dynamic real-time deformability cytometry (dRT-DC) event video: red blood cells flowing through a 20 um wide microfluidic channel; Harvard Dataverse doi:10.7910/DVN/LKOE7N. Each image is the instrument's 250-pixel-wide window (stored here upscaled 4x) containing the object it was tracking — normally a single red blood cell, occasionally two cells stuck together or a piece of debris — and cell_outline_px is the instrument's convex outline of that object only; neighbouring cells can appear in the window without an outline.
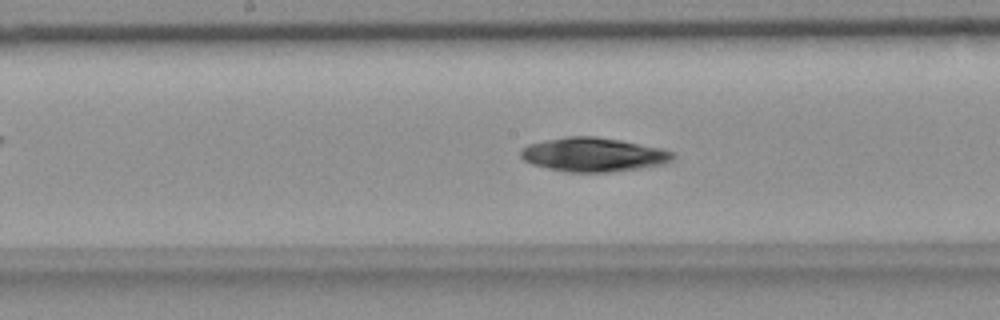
{"species": "common noctule bat (a hibernating species)", "species_latin": "Nyctalus noctula", "temperature_condition": "room temperature", "stored_images_in_passage": 52, "segment_of_instrument_passage": [1, 2], "camera_frame_rate_fps": 3000, "um_per_image_px": 0.085, "animal": {"sex": "female", "body_mass_g": 18.4}, "frame": {"image": 1, "passage_image": 24, "time_ms": 7.667, "image_size_px": [1000, 320], "cell_outline_px": [[676, 156], [672, 160], [664, 164], [640, 168], [608, 172], [568, 172], [548, 168], [532, 164], [524, 160], [520, 156], [520, 148], [528, 144], [568, 136], [596, 136], [620, 140], [660, 148], [676, 152]], "centroid_in_image_um": [50.45, 13.14], "position_along_channel_um": 197.7, "area_um2": 30.11}}
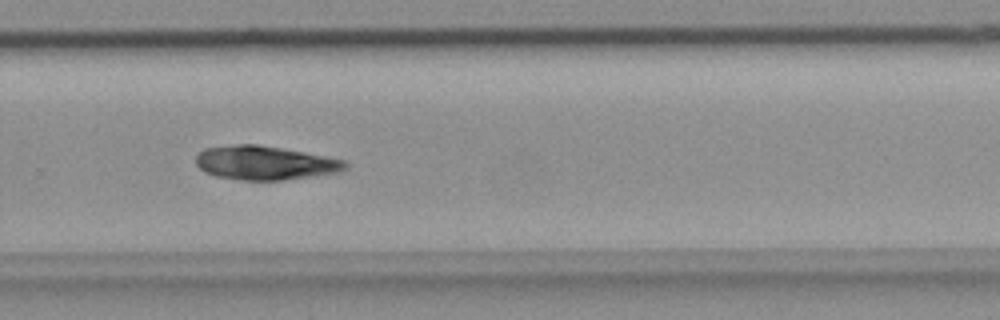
{"frame": {"image": 2, "passage_image": 33, "time_ms": 10.667, "image_size_px": [1000, 320], "cell_outline_px": [[348, 168], [336, 172], [312, 176], [284, 180], [240, 180], [216, 176], [204, 172], [196, 164], [196, 156], [204, 148], [236, 144], [256, 144], [304, 152], [344, 160], [348, 164]], "centroid_in_image_um": [22.49, 13.84], "position_along_channel_um": 307.3, "area_um2": 29.36}}
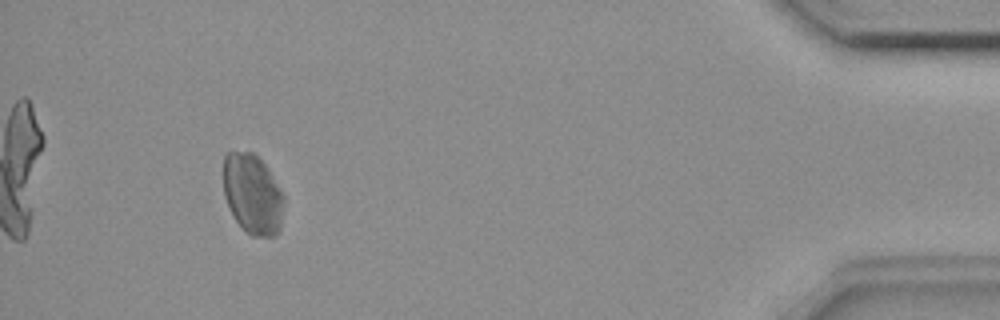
{"frame": {"image": 3, "passage_image": 47, "time_ms": 15.333, "image_size_px": [1000, 320], "cell_outline_px": [[284, 200], [280, 228], [276, 236], [252, 236], [236, 220], [228, 208], [224, 196], [224, 156], [228, 152], [252, 152], [268, 168], [284, 196]], "centroid_in_image_um": [21.47, 16.51], "position_along_channel_um": 413.7, "area_um2": 28.03}}